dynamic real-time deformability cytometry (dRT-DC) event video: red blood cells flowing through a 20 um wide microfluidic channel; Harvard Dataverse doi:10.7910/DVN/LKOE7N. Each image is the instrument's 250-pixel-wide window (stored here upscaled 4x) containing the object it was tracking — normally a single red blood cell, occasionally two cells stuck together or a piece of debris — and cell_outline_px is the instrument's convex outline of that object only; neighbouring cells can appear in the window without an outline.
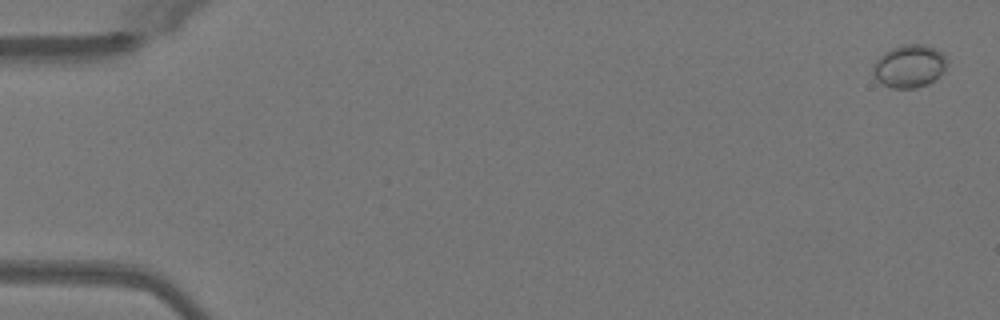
{"species": "Egyptian fruit bat (a non-hibernating species)", "species_latin": "Rousettus aegyptiacus", "temperature_condition": "warm", "stored_images_in_passage": 11, "camera_frame_rate_fps": 3000, "um_per_image_px": 0.085, "animal": {"sex": "female"}, "frame": {"image": 1, "passage_image": 2, "time_ms": 0.333, "image_size_px": [1000, 320], "cell_outline_px": [[948, 64], [944, 72], [940, 76], [928, 84], [916, 88], [892, 88], [876, 80], [872, 72], [872, 68], [876, 60], [884, 52], [892, 48], [908, 44], [924, 44], [936, 48], [944, 56]], "centroid_in_image_um": [77.3, 5.63], "position_along_channel_um": 7.7, "area_um2": 18.55}}